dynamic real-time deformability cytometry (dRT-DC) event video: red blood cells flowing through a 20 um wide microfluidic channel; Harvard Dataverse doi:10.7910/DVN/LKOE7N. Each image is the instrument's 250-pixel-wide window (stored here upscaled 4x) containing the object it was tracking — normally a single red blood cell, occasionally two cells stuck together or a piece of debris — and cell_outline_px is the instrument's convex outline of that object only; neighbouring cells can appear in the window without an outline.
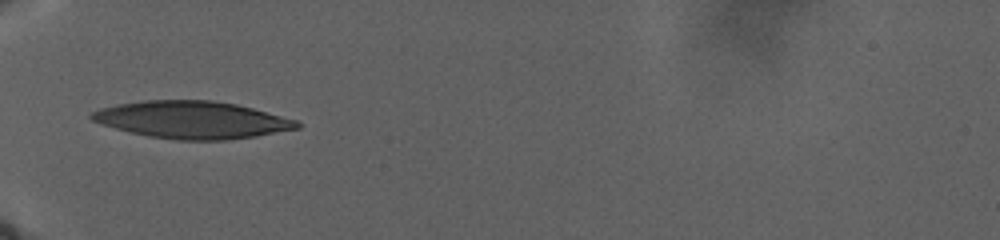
{"species": "human", "species_latin": "Homo sapiens", "temperature_condition": "warm", "stored_images_in_passage": 39, "camera_frame_rate_fps": 3000, "um_per_image_px": 0.085, "donor": {"sex": "male"}, "frame": {"image": 1, "passage_image": 1, "time_ms": 0.0, "image_size_px": [1000, 240], "cell_outline_px": [[300, 128], [256, 136], [228, 140], [176, 140], [148, 136], [100, 124], [92, 120], [88, 116], [92, 112], [100, 108], [116, 104], [144, 100], [212, 100], [236, 104], [252, 108], [296, 120], [300, 124]], "centroid_in_image_um": [16.3, 10.18], "position_along_channel_um": 68.7, "area_um2": 44.56}}
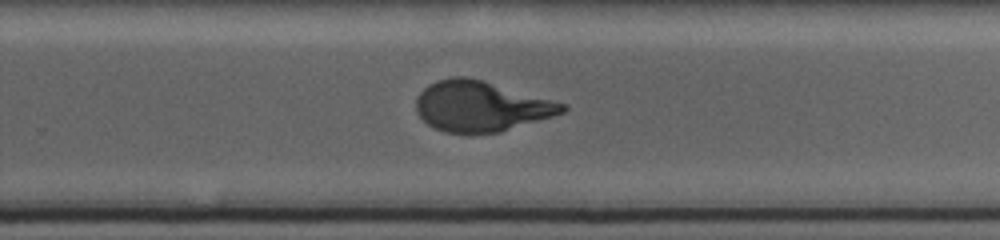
{"frame": {"image": 2, "passage_image": 21, "time_ms": 12.0, "image_size_px": [1000, 240], "cell_outline_px": [[568, 108], [564, 112], [552, 116], [500, 132], [444, 132], [428, 124], [416, 112], [416, 96], [428, 84], [436, 80], [452, 76], [468, 76], [484, 80], [568, 104]], "centroid_in_image_um": [40.88, 9.0], "position_along_channel_um": 288.9, "area_um2": 42.89}}
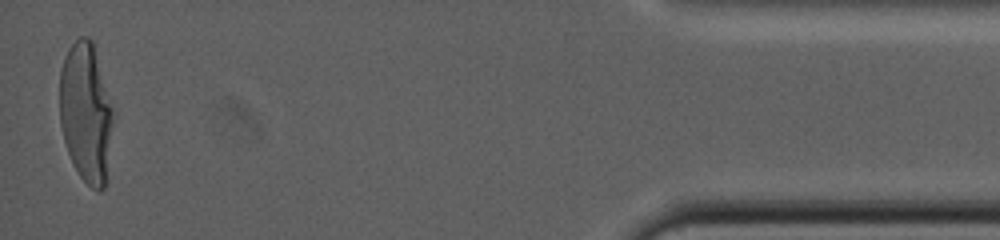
{"frame": {"image": 3, "passage_image": 39, "time_ms": 22.667, "image_size_px": [1000, 240], "cell_outline_px": [[112, 124], [104, 188], [100, 192], [96, 192], [80, 176], [68, 152], [64, 140], [60, 124], [60, 72], [68, 48], [80, 36], [88, 36], [92, 40], [112, 108]], "centroid_in_image_um": [7.28, 9.56], "position_along_channel_um": 427.9, "area_um2": 42.6}}